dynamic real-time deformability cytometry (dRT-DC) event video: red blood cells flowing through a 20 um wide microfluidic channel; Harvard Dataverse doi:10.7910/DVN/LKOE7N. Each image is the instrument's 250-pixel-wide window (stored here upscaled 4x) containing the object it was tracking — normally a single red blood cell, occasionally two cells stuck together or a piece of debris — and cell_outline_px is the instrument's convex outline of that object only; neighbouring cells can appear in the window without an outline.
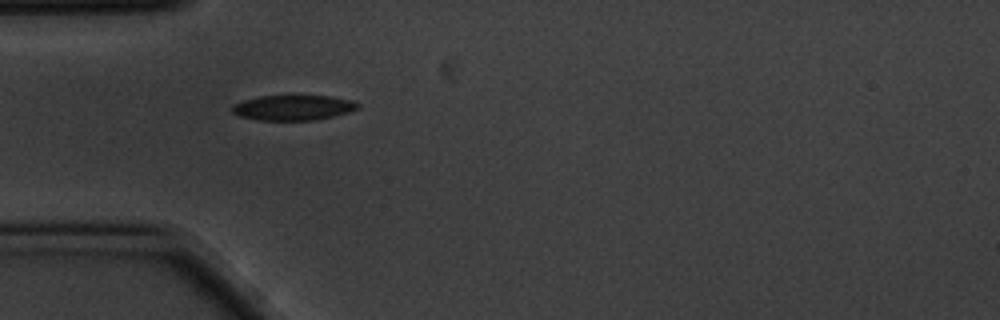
{"species": "common noctule bat (a hibernating species)", "species_latin": "Nyctalus noctula", "temperature_condition": "cold", "stored_images_in_passage": 3, "camera_frame_rate_fps": 3000, "um_per_image_px": 0.085, "animal": {"sex": "male", "body_mass_g": 20.1, "forearm_length_mm": 53.5}, "frame": {"image": 1, "passage_image": 1, "time_ms": 0.0, "image_size_px": [1000, 320], "cell_outline_px": [[360, 108], [348, 112], [316, 120], [256, 120], [240, 116], [232, 112], [232, 104], [244, 100], [260, 96], [332, 96], [352, 100], [360, 104]], "centroid_in_image_um": [24.93, 9.15], "position_along_channel_um": 60.1, "area_um2": 18.44}}